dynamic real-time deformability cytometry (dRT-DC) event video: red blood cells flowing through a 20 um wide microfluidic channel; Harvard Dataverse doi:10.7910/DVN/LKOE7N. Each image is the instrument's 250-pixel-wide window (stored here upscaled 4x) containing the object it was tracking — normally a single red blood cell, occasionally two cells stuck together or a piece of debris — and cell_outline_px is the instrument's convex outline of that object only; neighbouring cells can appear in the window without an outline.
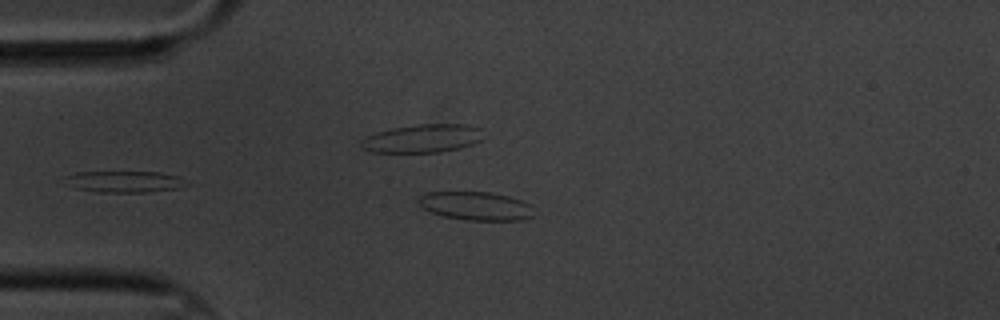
{"species": "common noctule bat (a hibernating species)", "species_latin": "Nyctalus noctula", "temperature_condition": "cold", "stored_images_in_passage": 8, "camera_frame_rate_fps": 3000, "um_per_image_px": 0.085, "animal": {"sex": "male", "body_mass_g": 20.1, "forearm_length_mm": 53.5}, "frame": {"image": 1, "passage_image": 5, "time_ms": 5.0, "image_size_px": [1000, 320], "cell_outline_px": [[532, 216], [524, 220], [468, 220], [444, 216], [432, 212], [424, 208], [416, 200], [420, 196], [428, 192], [488, 192], [508, 196], [520, 200], [528, 204]], "centroid_in_image_um": [40.41, 17.5], "position_along_channel_um": 44.6, "area_um2": 18.79}}